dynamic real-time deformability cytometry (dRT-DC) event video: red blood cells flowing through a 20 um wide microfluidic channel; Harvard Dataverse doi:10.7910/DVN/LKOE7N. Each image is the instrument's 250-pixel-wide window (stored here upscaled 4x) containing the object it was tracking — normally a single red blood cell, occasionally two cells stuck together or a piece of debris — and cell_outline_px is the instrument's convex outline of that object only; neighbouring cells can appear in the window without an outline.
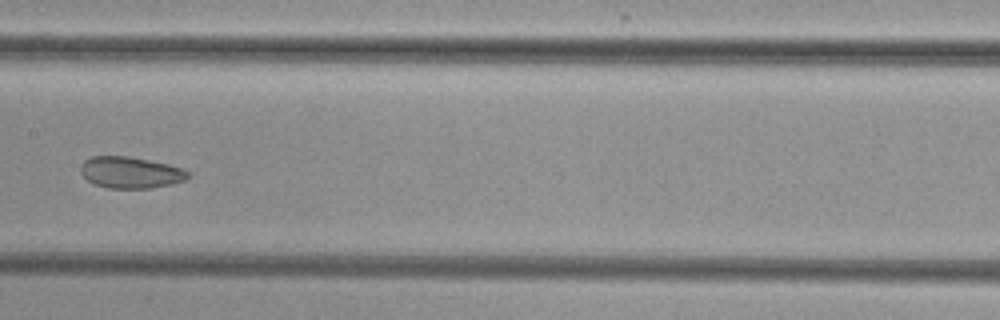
{"species": "common noctule bat (a hibernating species)", "species_latin": "Nyctalus noctula", "temperature_condition": "cold", "stored_images_in_passage": 9, "camera_frame_rate_fps": 3000, "um_per_image_px": 0.085, "animal": {"sex": "female", "body_mass_g": 29.2, "forearm_length_mm": 56.3}, "frame": {"image": 1, "passage_image": 6, "time_ms": 6.0, "image_size_px": [1000, 320], "cell_outline_px": [[188, 176], [184, 180], [172, 184], [152, 188], [108, 188], [96, 184], [88, 180], [80, 172], [80, 164], [84, 160], [92, 156], [128, 156], [168, 164], [184, 168], [188, 172]], "centroid_in_image_um": [11.08, 14.65], "position_along_channel_um": 196.3, "area_um2": 19.65}}
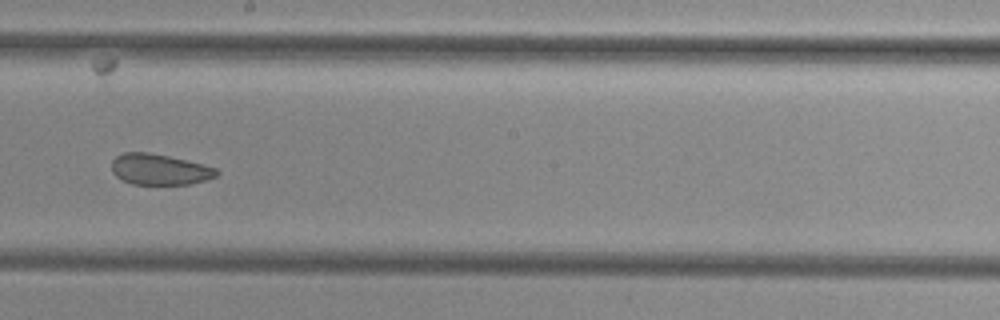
{"frame": {"image": 2, "passage_image": 7, "time_ms": 7.0, "image_size_px": [1000, 320], "cell_outline_px": [[220, 172], [216, 176], [208, 180], [188, 184], [132, 184], [116, 176], [112, 172], [112, 160], [116, 156], [124, 152], [148, 152], [168, 156], [216, 168]], "centroid_in_image_um": [13.55, 14.4], "position_along_channel_um": 234.7, "area_um2": 18.73}}